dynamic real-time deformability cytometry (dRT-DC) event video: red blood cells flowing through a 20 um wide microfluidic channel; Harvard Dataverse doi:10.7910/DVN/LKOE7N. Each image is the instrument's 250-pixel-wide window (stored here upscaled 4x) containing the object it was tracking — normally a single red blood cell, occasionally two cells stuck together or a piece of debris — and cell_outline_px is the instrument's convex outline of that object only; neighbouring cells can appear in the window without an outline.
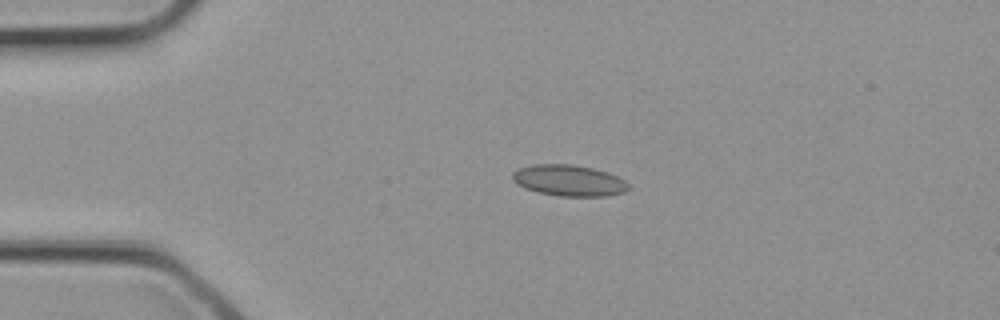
{"species": "common noctule bat (a hibernating species)", "species_latin": "Nyctalus noctula", "temperature_condition": "cold", "stored_images_in_passage": 13, "camera_frame_rate_fps": 3000, "um_per_image_px": 0.085, "animal": {"sex": "female", "body_mass_g": 21.9}, "frame": {"image": 1, "passage_image": 1, "time_ms": 0.0, "image_size_px": [1000, 320], "cell_outline_px": [[628, 188], [624, 192], [604, 196], [560, 196], [536, 192], [524, 188], [516, 184], [512, 180], [512, 172], [516, 168], [532, 164], [572, 164], [592, 168], [608, 172], [624, 180], [628, 184]], "centroid_in_image_um": [48.29, 15.33], "position_along_channel_um": 36.7, "area_um2": 21.21}}
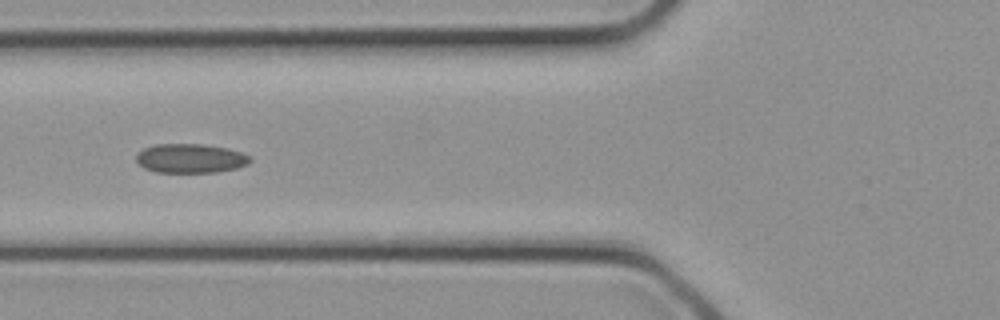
{"frame": {"image": 2, "passage_image": 6, "time_ms": 1.667, "image_size_px": [1000, 320], "cell_outline_px": [[252, 160], [248, 164], [236, 168], [216, 172], [156, 172], [144, 168], [136, 160], [136, 156], [144, 148], [156, 144], [204, 144], [228, 148], [252, 156]], "centroid_in_image_um": [16.22, 13.46], "position_along_channel_um": 109.6, "area_um2": 19.36}}
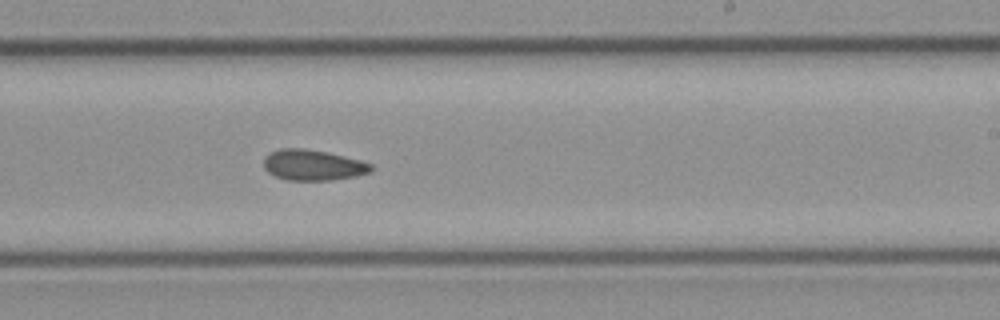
{"frame": {"image": 3, "passage_image": 13, "time_ms": 4.0, "image_size_px": [1000, 320], "cell_outline_px": [[372, 172], [356, 176], [332, 180], [288, 180], [276, 176], [268, 172], [264, 168], [264, 156], [268, 152], [280, 148], [304, 148], [328, 152], [360, 160], [372, 164]], "centroid_in_image_um": [26.59, 14.02], "position_along_channel_um": 262.4, "area_um2": 19.36}}